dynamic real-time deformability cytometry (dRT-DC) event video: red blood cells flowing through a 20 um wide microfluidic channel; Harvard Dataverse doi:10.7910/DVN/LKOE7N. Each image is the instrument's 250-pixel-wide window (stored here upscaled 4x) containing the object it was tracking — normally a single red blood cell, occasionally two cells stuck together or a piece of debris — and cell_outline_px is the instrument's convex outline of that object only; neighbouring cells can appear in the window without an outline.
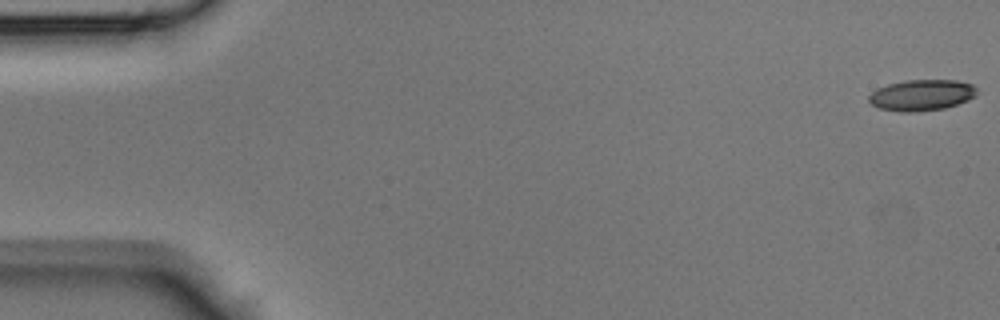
{"species": "Egyptian fruit bat (a non-hibernating species)", "species_latin": "Rousettus aegyptiacus", "temperature_condition": "room temperature", "stored_images_in_passage": 45, "camera_frame_rate_fps": 3000, "um_per_image_px": 0.085, "animal": {"sex": "male"}, "frame": {"image": 1, "passage_image": 1, "time_ms": 0.0, "image_size_px": [1000, 320], "cell_outline_px": [[976, 96], [968, 100], [944, 108], [916, 112], [900, 112], [880, 108], [872, 104], [868, 100], [868, 96], [876, 88], [888, 84], [904, 80], [956, 80], [972, 84], [976, 88]], "centroid_in_image_um": [78.32, 8.08], "position_along_channel_um": 6.7, "area_um2": 19.59}}
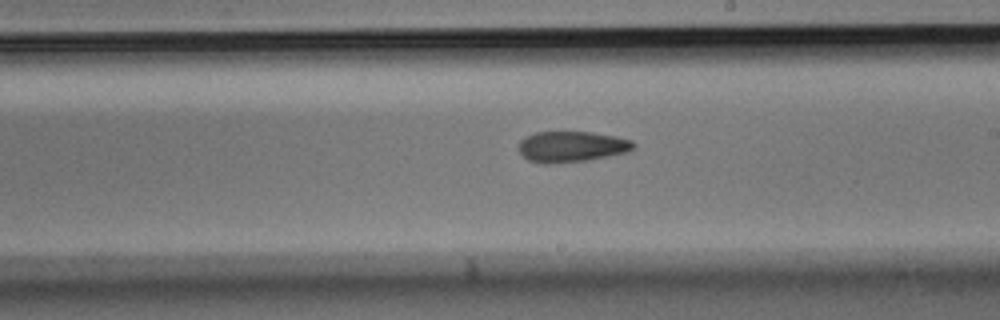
{"frame": {"image": 2, "passage_image": 26, "time_ms": 8.333, "image_size_px": [1000, 320], "cell_outline_px": [[636, 148], [628, 152], [588, 160], [548, 164], [540, 164], [528, 160], [520, 152], [520, 140], [536, 132], [592, 132], [616, 136], [632, 140], [636, 144]], "centroid_in_image_um": [48.63, 12.47], "position_along_channel_um": 240.4, "area_um2": 20.69}}
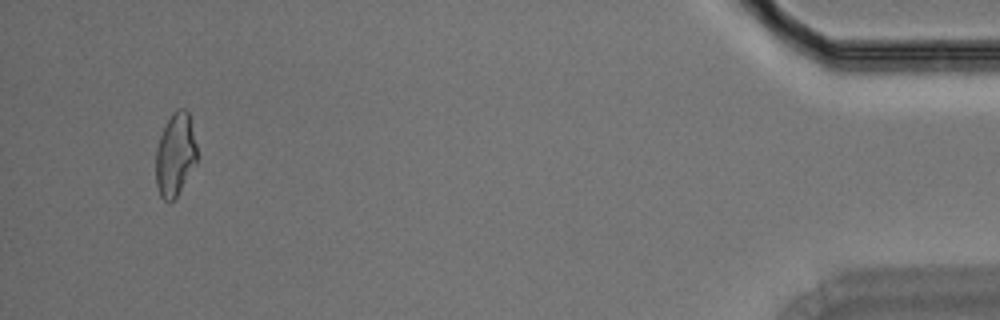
{"frame": {"image": 3, "passage_image": 43, "time_ms": 14.0, "image_size_px": [1000, 320], "cell_outline_px": [[196, 164], [176, 196], [172, 200], [164, 200], [160, 196], [156, 184], [156, 148], [160, 136], [172, 112], [180, 108], [184, 108], [188, 112], [196, 144]], "centroid_in_image_um": [14.89, 13.14], "position_along_channel_um": 420.3, "area_um2": 19.59}}